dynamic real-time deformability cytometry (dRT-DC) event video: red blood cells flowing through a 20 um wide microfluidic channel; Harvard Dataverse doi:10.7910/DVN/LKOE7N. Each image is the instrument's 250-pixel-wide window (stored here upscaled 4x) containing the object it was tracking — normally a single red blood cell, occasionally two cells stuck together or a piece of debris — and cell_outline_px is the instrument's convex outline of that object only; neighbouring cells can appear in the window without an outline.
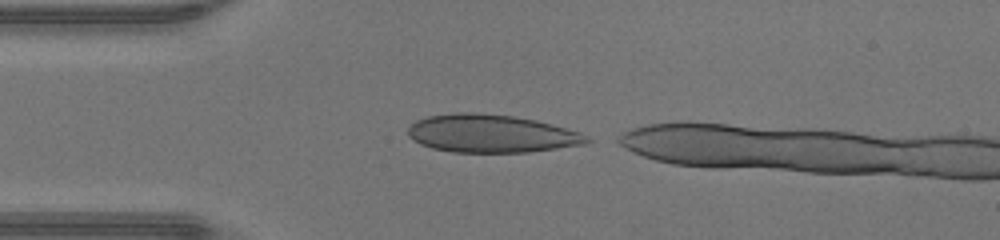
{"species": "human", "species_latin": "Homo sapiens", "temperature_condition": "warm", "stored_images_in_passage": 27, "camera_frame_rate_fps": 3000, "um_per_image_px": 0.085, "donor": {"sex": "male"}, "frame": {"image": 1, "passage_image": 1, "time_ms": 0.0, "image_size_px": [1000, 240], "cell_outline_px": [[592, 140], [588, 144], [528, 152], [452, 152], [432, 148], [420, 144], [408, 136], [408, 128], [416, 120], [428, 116], [456, 112], [476, 112], [512, 116], [536, 120], [552, 124], [580, 132], [588, 136]], "centroid_in_image_um": [41.77, 11.35], "position_along_channel_um": 43.2, "area_um2": 39.71}}
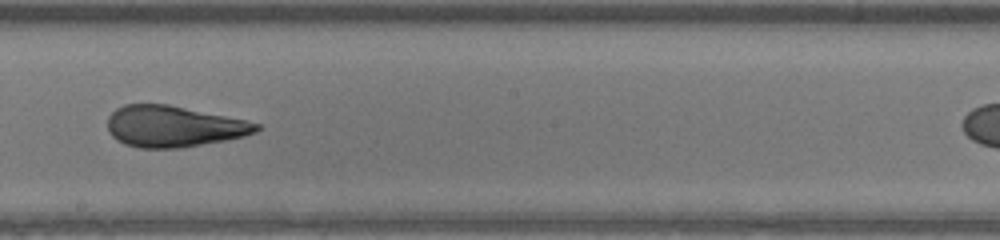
{"frame": {"image": 2, "passage_image": 15, "time_ms": 4.667, "image_size_px": [1000, 240], "cell_outline_px": [[260, 128], [256, 132], [244, 136], [224, 140], [180, 148], [140, 148], [124, 144], [116, 140], [108, 132], [108, 116], [116, 108], [124, 104], [168, 104], [244, 120], [260, 124]], "centroid_in_image_um": [14.7, 10.74], "position_along_channel_um": 233.5, "area_um2": 35.55}}
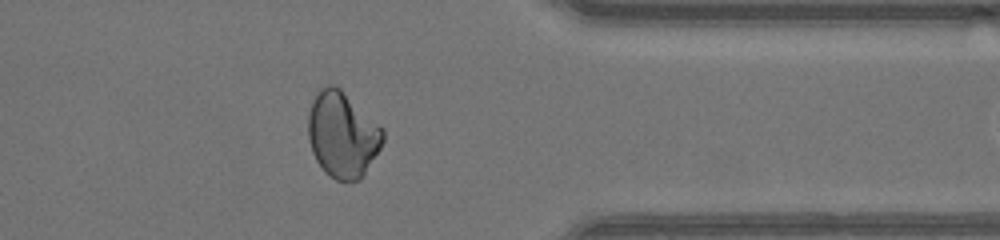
{"frame": {"image": 3, "passage_image": 26, "time_ms": 8.333, "image_size_px": [1000, 240], "cell_outline_px": [[384, 140], [380, 148], [360, 180], [336, 180], [324, 172], [316, 160], [312, 152], [308, 140], [308, 116], [312, 100], [320, 88], [328, 84], [332, 84], [340, 88], [384, 128]], "centroid_in_image_um": [29.1, 11.43], "position_along_channel_um": 382.3, "area_um2": 37.4}}